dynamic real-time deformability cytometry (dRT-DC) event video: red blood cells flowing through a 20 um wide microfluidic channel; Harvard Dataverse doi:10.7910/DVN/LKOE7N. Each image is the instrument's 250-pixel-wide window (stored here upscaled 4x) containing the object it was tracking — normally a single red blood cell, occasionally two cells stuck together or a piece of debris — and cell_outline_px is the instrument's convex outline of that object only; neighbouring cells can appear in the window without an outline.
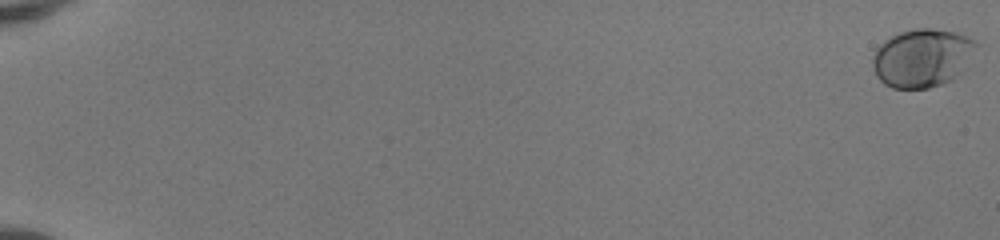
{"species": "human", "species_latin": "Homo sapiens", "temperature_condition": "room temperature", "stored_images_in_passage": 53, "camera_frame_rate_fps": 3000, "um_per_image_px": 0.085, "donor": {"sex": "female"}, "frame": {"image": 1, "passage_image": 1, "time_ms": 0.0, "image_size_px": [1000, 240], "cell_outline_px": [[980, 44], [968, 68], [952, 80], [944, 84], [928, 88], [892, 88], [884, 84], [876, 76], [872, 68], [872, 56], [876, 48], [884, 40], [900, 32], [916, 28], [932, 28], [956, 32], [968, 36], [976, 40]], "centroid_in_image_um": [78.45, 4.92], "position_along_channel_um": 6.5, "area_um2": 36.18}}
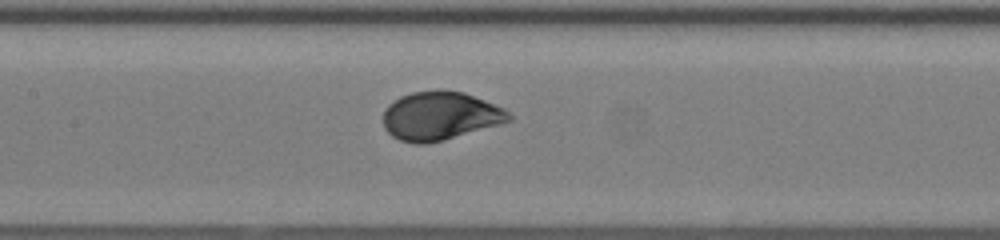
{"frame": {"image": 2, "passage_image": 29, "time_ms": 9.333, "image_size_px": [1000, 240], "cell_outline_px": [[512, 120], [500, 124], [444, 140], [428, 144], [416, 144], [400, 140], [392, 136], [384, 128], [384, 108], [388, 104], [400, 96], [412, 92], [436, 88], [444, 88], [464, 92], [504, 108], [512, 116]], "centroid_in_image_um": [37.39, 9.83], "position_along_channel_um": 170.0, "area_um2": 35.95}}
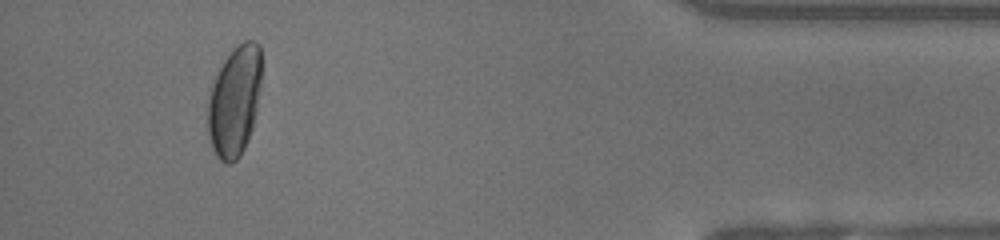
{"frame": {"image": 3, "passage_image": 50, "time_ms": 16.333, "image_size_px": [1000, 240], "cell_outline_px": [[260, 84], [256, 108], [252, 128], [248, 140], [240, 156], [232, 164], [224, 164], [216, 156], [212, 148], [208, 136], [208, 100], [212, 84], [224, 60], [232, 48], [244, 40], [256, 40], [260, 44]], "centroid_in_image_um": [19.92, 8.6], "position_along_channel_um": 415.3, "area_um2": 34.56}, "authors_computed_cell_mechanics": {"area_um2": 34.6222, "velocity_mm_per_s": 4.1548, "shape_relaxation_time_tau1_ms": 2.1197, "shape_relaxation_time_tau2_ms": null, "deformation_change_tau1": 0.1389, "deformation_change_tau2": null}}